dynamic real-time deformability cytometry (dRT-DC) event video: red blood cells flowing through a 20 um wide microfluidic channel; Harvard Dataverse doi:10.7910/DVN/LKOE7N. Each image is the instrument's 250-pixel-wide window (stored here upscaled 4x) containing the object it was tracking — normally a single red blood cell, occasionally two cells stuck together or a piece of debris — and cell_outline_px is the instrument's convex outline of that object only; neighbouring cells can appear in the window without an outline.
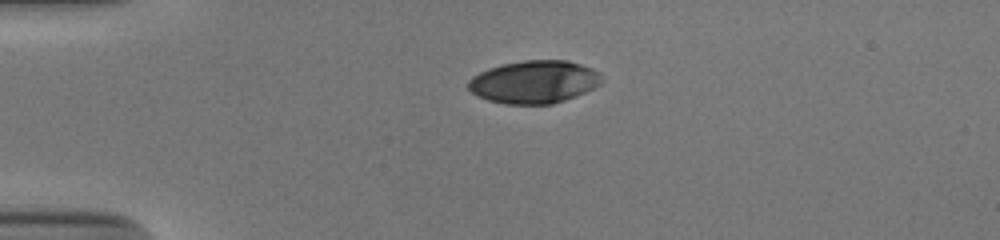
{"species": "human", "species_latin": "Homo sapiens", "temperature_condition": "cold", "stored_images_in_passage": 41, "camera_frame_rate_fps": 3000, "um_per_image_px": 0.085, "donor": {"sex": "male"}, "frame": {"image": 1, "passage_image": 1, "time_ms": 0.0, "image_size_px": [1000, 240], "cell_outline_px": [[604, 80], [600, 84], [576, 96], [552, 104], [504, 104], [488, 100], [476, 96], [468, 88], [468, 80], [472, 76], [488, 68], [504, 64], [524, 60], [568, 60], [592, 68], [600, 72]], "centroid_in_image_um": [45.4, 6.96], "position_along_channel_um": 39.6, "area_um2": 33.41}}
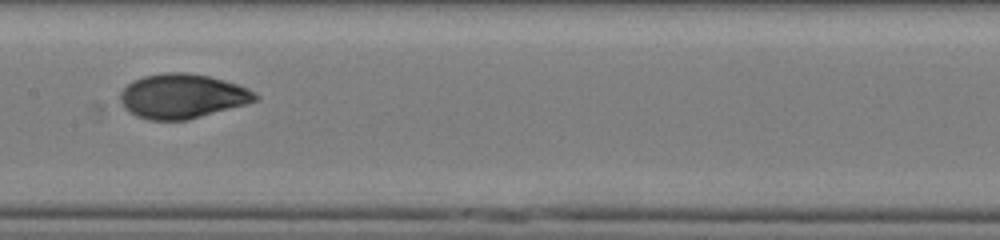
{"frame": {"image": 2, "passage_image": 16, "time_ms": 5.0, "image_size_px": [1000, 240], "cell_outline_px": [[260, 100], [188, 120], [148, 120], [136, 116], [128, 112], [124, 108], [120, 100], [120, 92], [132, 80], [144, 76], [168, 72], [184, 72], [208, 76], [224, 80], [248, 88], [256, 92], [260, 96]], "centroid_in_image_um": [15.5, 8.18], "position_along_channel_um": 191.9, "area_um2": 35.2}}
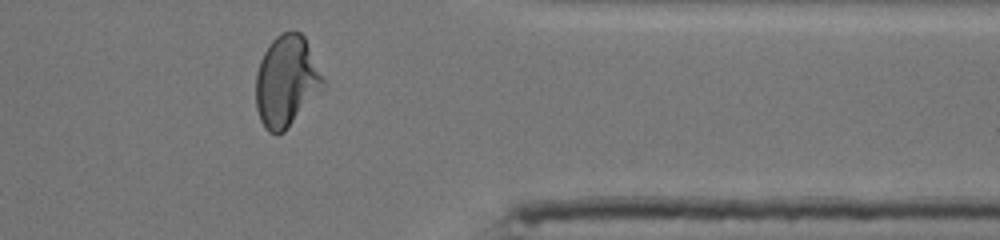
{"frame": {"image": 3, "passage_image": 32, "time_ms": 10.333, "image_size_px": [1000, 240], "cell_outline_px": [[328, 84], [284, 132], [276, 136], [268, 132], [264, 128], [260, 120], [256, 108], [256, 72], [260, 60], [268, 44], [280, 32], [292, 28], [300, 32], [304, 36]], "centroid_in_image_um": [24.36, 6.89], "position_along_channel_um": 387.0, "area_um2": 36.53}, "authors_computed_cell_mechanics": {"area_um2": 34.9112, "velocity_mm_per_s": 3.8659, "shape_relaxation_time_tau1_ms": 4.8025, "shape_relaxation_time_tau2_ms": 0.8526, "deformation_change_tau1": 0.187, "deformation_change_tau2": 0.0422}}